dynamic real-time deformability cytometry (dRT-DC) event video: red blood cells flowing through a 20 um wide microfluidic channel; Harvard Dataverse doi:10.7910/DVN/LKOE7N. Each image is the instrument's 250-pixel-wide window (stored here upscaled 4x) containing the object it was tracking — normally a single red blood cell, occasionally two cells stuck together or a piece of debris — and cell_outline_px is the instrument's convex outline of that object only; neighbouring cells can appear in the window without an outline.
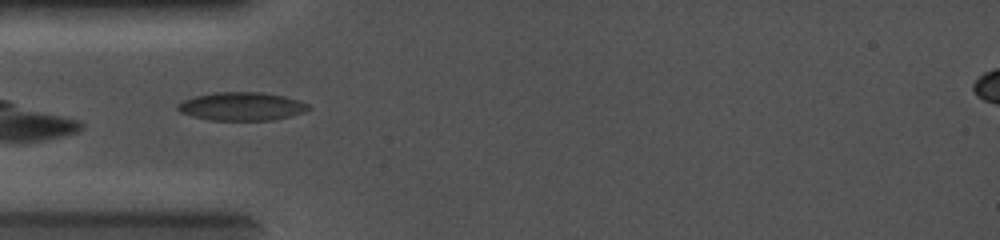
{"species": "common noctule bat (a hibernating species)", "species_latin": "Nyctalus noctula", "temperature_condition": "cold", "stored_images_in_passage": 27, "camera_frame_rate_fps": 5000, "um_per_image_px": 0.085, "animal": {"sex": "female", "body_mass_g": 19.0, "forearm_length_mm": 56.7}, "frame": {"image": 1, "passage_image": 1, "time_ms": 0.0, "image_size_px": [1000, 240], "cell_outline_px": [[312, 108], [304, 112], [272, 120], [208, 120], [192, 116], [180, 112], [176, 108], [176, 104], [192, 96], [216, 92], [260, 92], [284, 96], [300, 100], [308, 104]], "centroid_in_image_um": [20.52, 9.04], "position_along_channel_um": 64.5, "area_um2": 21.68}}